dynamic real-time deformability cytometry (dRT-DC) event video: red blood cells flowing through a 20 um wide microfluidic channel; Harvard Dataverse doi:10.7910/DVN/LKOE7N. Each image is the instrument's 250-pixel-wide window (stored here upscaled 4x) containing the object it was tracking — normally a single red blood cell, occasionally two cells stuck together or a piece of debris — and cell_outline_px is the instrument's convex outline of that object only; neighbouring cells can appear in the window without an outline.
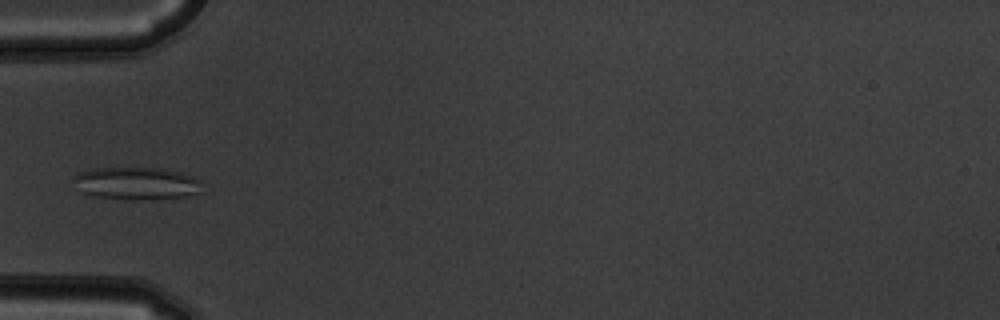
{"species": "common noctule bat (a hibernating species)", "species_latin": "Nyctalus noctula", "temperature_condition": "warm", "stored_images_in_passage": 6, "camera_frame_rate_fps": 3000, "um_per_image_px": 0.085, "animal": {"sex": "male", "body_mass_g": 19.5, "forearm_length_mm": 54.6}, "frame": {"image": 1, "passage_image": 5, "time_ms": 1.333, "image_size_px": [1000, 320], "cell_outline_px": [[200, 192], [188, 196], [96, 196], [80, 192], [72, 180], [80, 172], [92, 168], [164, 168], [180, 172], [192, 176], [200, 180]], "centroid_in_image_um": [11.57, 15.51], "position_along_channel_um": 73.4, "area_um2": 22.95}}
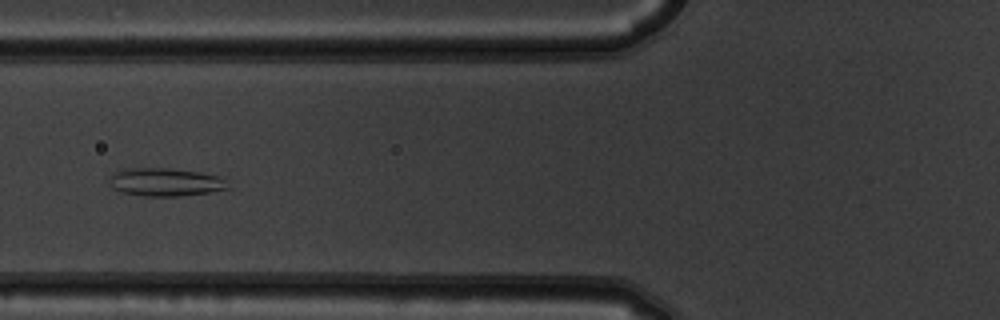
{"frame": {"image": 2, "passage_image": 6, "time_ms": 1.667, "image_size_px": [1000, 320], "cell_outline_px": [[228, 188], [208, 192], [180, 196], [144, 196], [124, 192], [112, 188], [112, 176], [116, 172], [124, 168], [168, 168], [200, 172], [216, 176]], "centroid_in_image_um": [14.0, 15.47], "position_along_channel_um": 111.8, "area_um2": 18.73}}